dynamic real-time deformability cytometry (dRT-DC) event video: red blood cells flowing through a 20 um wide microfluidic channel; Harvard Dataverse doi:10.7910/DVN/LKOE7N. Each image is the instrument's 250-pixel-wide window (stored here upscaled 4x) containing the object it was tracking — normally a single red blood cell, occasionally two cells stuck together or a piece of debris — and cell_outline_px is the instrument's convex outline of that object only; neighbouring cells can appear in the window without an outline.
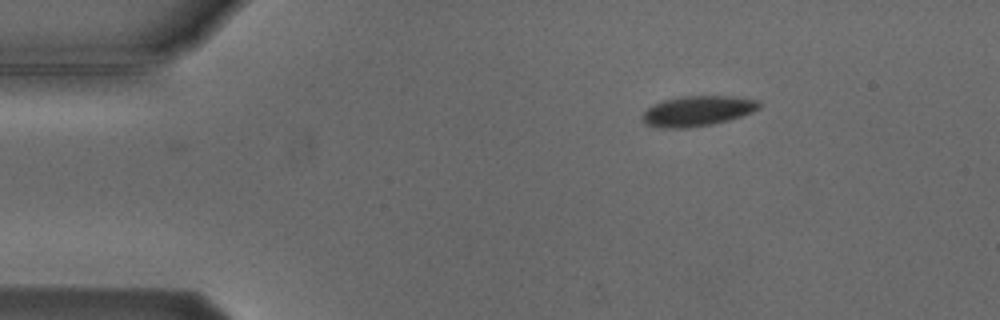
{"species": "Egyptian fruit bat (a non-hibernating species)", "species_latin": "Rousettus aegyptiacus", "temperature_condition": "cold", "stored_images_in_passage": 2, "camera_frame_rate_fps": 3000, "um_per_image_px": 0.085, "animal": {"sex": "male"}, "frame": {"image": 1, "passage_image": 1, "time_ms": 0.0, "image_size_px": [1000, 320], "cell_outline_px": [[760, 108], [752, 112], [728, 120], [712, 124], [688, 128], [660, 128], [644, 124], [640, 116], [652, 104], [664, 100], [680, 96], [732, 96], [756, 100], [760, 104]], "centroid_in_image_um": [59.23, 9.44], "position_along_channel_um": 25.8, "area_um2": 20.63}}